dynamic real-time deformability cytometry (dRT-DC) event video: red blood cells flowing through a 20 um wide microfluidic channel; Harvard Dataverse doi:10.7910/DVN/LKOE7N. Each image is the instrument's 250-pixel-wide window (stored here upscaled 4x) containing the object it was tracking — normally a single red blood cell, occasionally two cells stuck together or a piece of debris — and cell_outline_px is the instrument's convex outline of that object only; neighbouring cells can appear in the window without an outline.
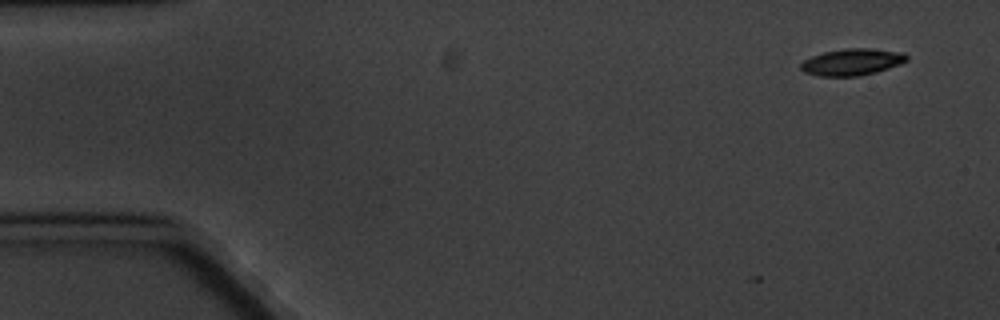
{"species": "common noctule bat (a hibernating species)", "species_latin": "Nyctalus noctula", "temperature_condition": "cold", "stored_images_in_passage": 9, "camera_frame_rate_fps": 3000, "um_per_image_px": 0.085, "animal": {"sex": "male", "body_mass_g": 20.1, "forearm_length_mm": 53.5}, "frame": {"image": 1, "passage_image": 1, "time_ms": 0.0, "image_size_px": [1000, 320], "cell_outline_px": [[908, 60], [900, 64], [876, 72], [860, 76], [820, 76], [804, 72], [800, 68], [800, 64], [804, 60], [812, 56], [824, 52], [844, 48], [872, 48], [904, 52], [908, 56]], "centroid_in_image_um": [72.44, 5.26], "position_along_channel_um": 12.6, "area_um2": 16.59}}